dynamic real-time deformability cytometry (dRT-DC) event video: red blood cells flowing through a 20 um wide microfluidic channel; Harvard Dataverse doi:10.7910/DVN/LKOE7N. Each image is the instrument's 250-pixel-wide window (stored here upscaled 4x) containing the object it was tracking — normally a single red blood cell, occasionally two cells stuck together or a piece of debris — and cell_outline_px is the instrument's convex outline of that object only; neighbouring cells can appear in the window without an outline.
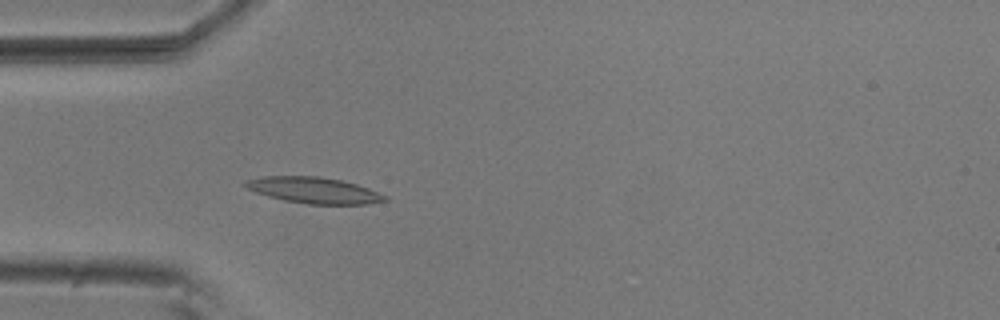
{"species": "common noctule bat (a hibernating species)", "species_latin": "Nyctalus noctula", "temperature_condition": "room temperature", "stored_images_in_passage": 4, "camera_frame_rate_fps": 3000, "um_per_image_px": 0.085, "animal": {"sex": "male", "body_mass_g": 20.5, "forearm_length_mm": 52.5}, "frame": {"image": 1, "passage_image": 4, "time_ms": 1.0, "image_size_px": [1000, 320], "cell_outline_px": [[388, 200], [368, 204], [308, 204], [284, 200], [268, 196], [256, 192], [240, 184], [244, 180], [264, 176], [320, 176], [340, 180], [356, 184], [368, 188], [388, 196]], "centroid_in_image_um": [26.66, 16.17], "position_along_channel_um": 58.3, "area_um2": 21.27}}